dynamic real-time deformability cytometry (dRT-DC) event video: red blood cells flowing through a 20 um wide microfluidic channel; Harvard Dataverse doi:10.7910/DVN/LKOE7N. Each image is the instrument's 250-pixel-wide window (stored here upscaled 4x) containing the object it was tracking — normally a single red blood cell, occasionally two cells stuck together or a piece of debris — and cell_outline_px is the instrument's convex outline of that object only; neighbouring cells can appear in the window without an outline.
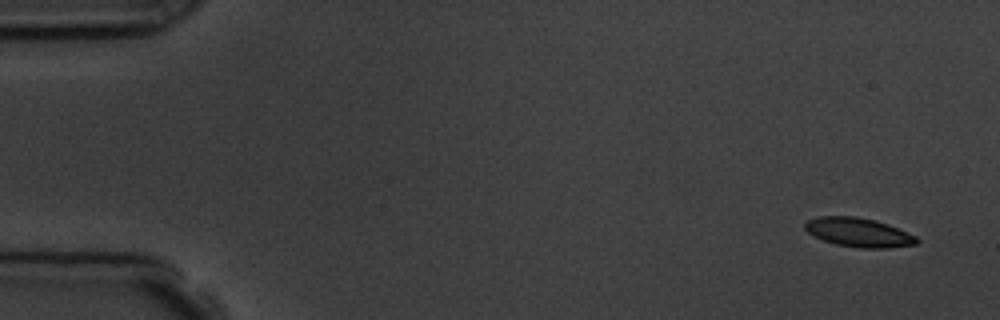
{"species": "common noctule bat (a hibernating species)", "species_latin": "Nyctalus noctula", "temperature_condition": "room temperature", "stored_images_in_passage": 5, "segment_of_instrument_passage": [1, 2], "camera_frame_rate_fps": 3000, "um_per_image_px": 0.085, "animal": {"sex": "male", "body_mass_g": 19.5, "forearm_length_mm": 54.6}, "frame": {"image": 1, "passage_image": 1, "time_ms": 0.0, "image_size_px": [1000, 320], "cell_outline_px": [[920, 240], [916, 244], [888, 248], [860, 248], [836, 244], [824, 240], [808, 232], [804, 228], [804, 224], [808, 220], [820, 216], [856, 216], [888, 224], [916, 236]], "centroid_in_image_um": [72.99, 19.75], "position_along_channel_um": 12.0, "area_um2": 18.73}}